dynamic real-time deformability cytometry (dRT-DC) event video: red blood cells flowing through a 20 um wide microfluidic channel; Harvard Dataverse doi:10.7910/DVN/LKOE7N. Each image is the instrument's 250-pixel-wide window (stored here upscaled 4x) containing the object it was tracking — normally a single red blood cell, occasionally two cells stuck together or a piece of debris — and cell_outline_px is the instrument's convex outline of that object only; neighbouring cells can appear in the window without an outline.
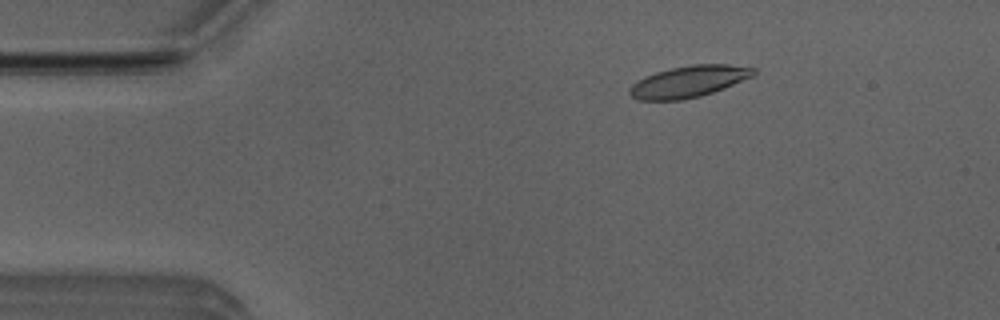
{"species": "Egyptian fruit bat (a non-hibernating species)", "species_latin": "Rousettus aegyptiacus", "temperature_condition": "room temperature", "stored_images_in_passage": 5, "camera_frame_rate_fps": 3000, "um_per_image_px": 0.085, "animal": {"sex": "male"}, "frame": {"image": 1, "passage_image": 3, "time_ms": 0.667, "image_size_px": [1000, 320], "cell_outline_px": [[756, 72], [752, 76], [724, 88], [700, 96], [684, 100], [636, 100], [628, 92], [628, 88], [632, 84], [644, 76], [656, 72], [672, 68], [692, 64], [728, 64], [756, 68]], "centroid_in_image_um": [58.51, 6.93], "position_along_channel_um": 26.5, "area_um2": 22.77}}